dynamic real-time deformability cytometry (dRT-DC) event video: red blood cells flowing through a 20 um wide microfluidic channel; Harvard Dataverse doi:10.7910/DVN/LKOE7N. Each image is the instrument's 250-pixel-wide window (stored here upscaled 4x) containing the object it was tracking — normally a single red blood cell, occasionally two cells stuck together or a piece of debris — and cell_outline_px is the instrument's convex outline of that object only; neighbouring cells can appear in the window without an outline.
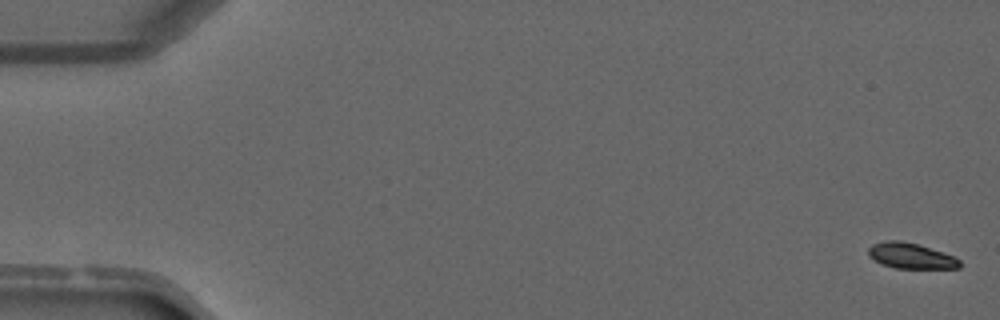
{"species": "common noctule bat (a hibernating species)", "species_latin": "Nyctalus noctula", "temperature_condition": "warm", "stored_images_in_passage": 5, "camera_frame_rate_fps": 3000, "um_per_image_px": 0.085, "animal": {"sex": "male", "forearm_length_mm": 52.5}, "frame": {"image": 1, "passage_image": 1, "time_ms": 0.0, "image_size_px": [1000, 320], "cell_outline_px": [[960, 268], [896, 268], [884, 264], [868, 256], [868, 248], [872, 244], [884, 240], [900, 240], [916, 244], [944, 252], [956, 256], [960, 260]], "centroid_in_image_um": [77.44, 21.73], "position_along_channel_um": 7.6, "area_um2": 13.58}}
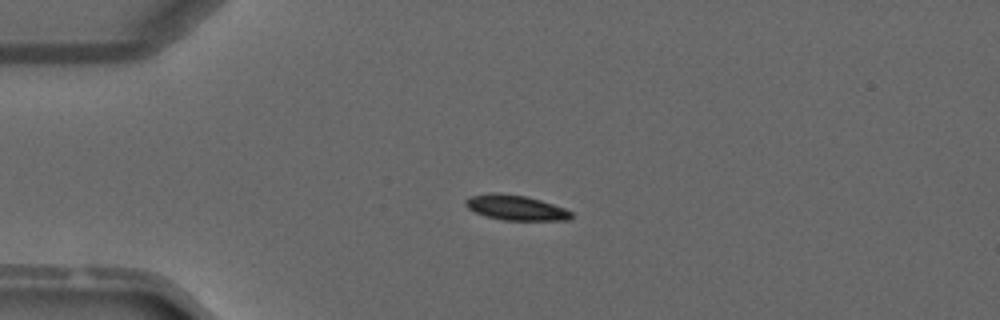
{"frame": {"image": 2, "passage_image": 4, "time_ms": 3.333, "image_size_px": [1000, 320], "cell_outline_px": [[572, 216], [568, 220], [504, 220], [488, 216], [476, 212], [468, 208], [464, 204], [464, 200], [472, 196], [492, 192], [496, 192], [528, 196], [564, 208], [572, 212]], "centroid_in_image_um": [43.83, 17.64], "position_along_channel_um": 41.2, "area_um2": 15.32}}
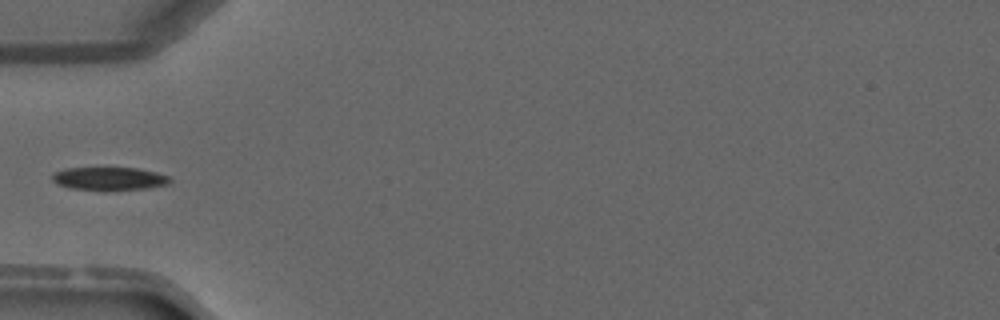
{"frame": {"image": 3, "passage_image": 5, "time_ms": 4.667, "image_size_px": [1000, 320], "cell_outline_px": [[172, 180], [168, 184], [148, 188], [104, 192], [72, 188], [56, 184], [52, 180], [52, 172], [68, 168], [136, 168], [156, 172], [168, 176]], "centroid_in_image_um": [9.27, 15.21], "position_along_channel_um": 75.7, "area_um2": 16.24}}